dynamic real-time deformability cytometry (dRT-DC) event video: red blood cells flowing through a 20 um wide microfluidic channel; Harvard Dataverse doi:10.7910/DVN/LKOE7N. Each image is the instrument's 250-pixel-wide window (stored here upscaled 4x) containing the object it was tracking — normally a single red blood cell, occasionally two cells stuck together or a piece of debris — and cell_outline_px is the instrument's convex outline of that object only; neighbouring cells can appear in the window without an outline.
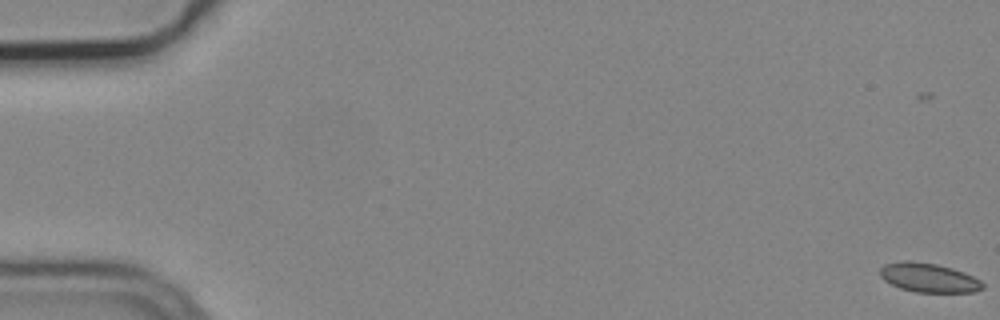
{"species": "common noctule bat (a hibernating species)", "species_latin": "Nyctalus noctula", "temperature_condition": "cold", "stored_images_in_passage": 6, "camera_frame_rate_fps": 3000, "um_per_image_px": 0.085, "animal": {"sex": "male", "body_mass_g": 19.2, "forearm_length_mm": 51.8}, "frame": {"image": 1, "passage_image": 1, "time_ms": 0.0, "image_size_px": [1000, 320], "cell_outline_px": [[984, 288], [972, 292], [916, 292], [900, 288], [884, 280], [880, 276], [880, 268], [884, 264], [900, 260], [908, 260], [936, 264], [952, 268], [964, 272], [980, 280], [984, 284]], "centroid_in_image_um": [78.92, 23.59], "position_along_channel_um": 6.1, "area_um2": 17.46}}
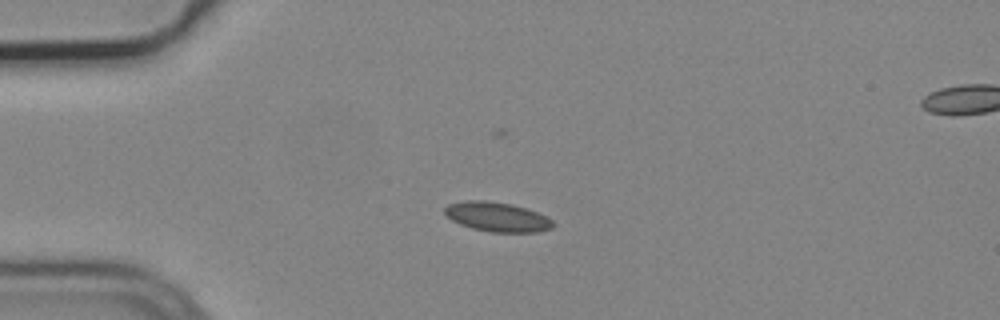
{"frame": {"image": 2, "passage_image": 5, "time_ms": 1.333, "image_size_px": [1000, 320], "cell_outline_px": [[556, 224], [552, 228], [536, 232], [492, 232], [472, 228], [460, 224], [452, 220], [444, 212], [444, 208], [448, 204], [468, 200], [484, 200], [512, 204], [536, 212], [552, 220]], "centroid_in_image_um": [42.25, 18.43], "position_along_channel_um": 42.7, "area_um2": 18.44}}